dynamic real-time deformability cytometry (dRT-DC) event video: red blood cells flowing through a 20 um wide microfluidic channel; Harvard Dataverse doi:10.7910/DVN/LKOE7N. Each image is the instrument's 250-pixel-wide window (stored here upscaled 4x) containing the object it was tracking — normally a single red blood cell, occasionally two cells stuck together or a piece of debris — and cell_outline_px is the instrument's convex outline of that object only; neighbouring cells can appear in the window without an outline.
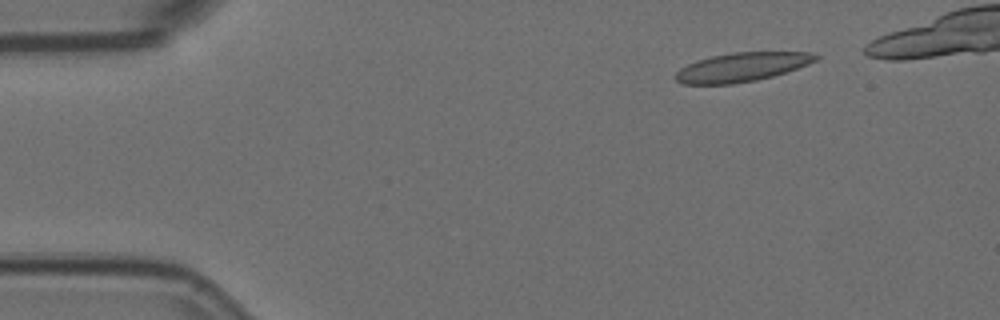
{"species": "Egyptian fruit bat (a non-hibernating species)", "species_latin": "Rousettus aegyptiacus", "temperature_condition": "room temperature", "stored_images_in_passage": 4, "camera_frame_rate_fps": 3000, "um_per_image_px": 0.085, "animal": {"sex": "female"}, "frame": {"image": 1, "passage_image": 1, "time_ms": 0.0, "image_size_px": [1000, 320], "cell_outline_px": [[820, 56], [816, 60], [808, 64], [772, 76], [756, 80], [732, 84], [680, 84], [676, 80], [676, 72], [680, 68], [696, 60], [712, 56], [732, 52], [816, 52]], "centroid_in_image_um": [63.05, 5.7], "position_along_channel_um": 22.0, "area_um2": 23.58}}